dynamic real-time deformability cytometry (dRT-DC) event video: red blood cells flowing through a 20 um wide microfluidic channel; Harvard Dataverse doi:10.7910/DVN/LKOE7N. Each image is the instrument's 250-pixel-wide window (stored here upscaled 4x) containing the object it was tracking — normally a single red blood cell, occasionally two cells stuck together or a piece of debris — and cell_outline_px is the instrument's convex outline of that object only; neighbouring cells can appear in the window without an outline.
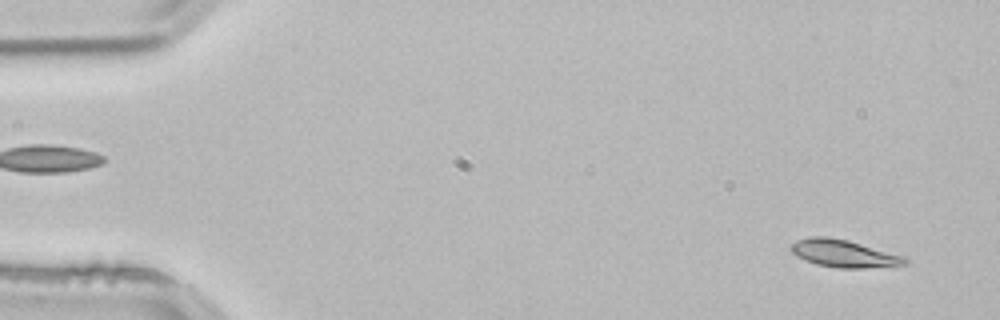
{"species": "common noctule bat (a hibernating species)", "species_latin": "Nyctalus noctula", "temperature_condition": "room temperature", "stored_images_in_passage": 53, "camera_frame_rate_fps": 3000, "um_per_image_px": 0.085, "animal": {"sex": "male", "body_mass_g": 21.5, "forearm_length_mm": 52.0}, "frame": {"image": 1, "passage_image": 3, "time_ms": 0.667, "image_size_px": [1000, 320], "cell_outline_px": [[908, 264], [864, 268], [836, 268], [816, 264], [804, 260], [796, 256], [792, 252], [792, 244], [796, 240], [808, 236], [824, 236], [848, 240], [908, 256]], "centroid_in_image_um": [71.77, 21.54], "position_along_channel_um": 13.2, "area_um2": 18.5}}
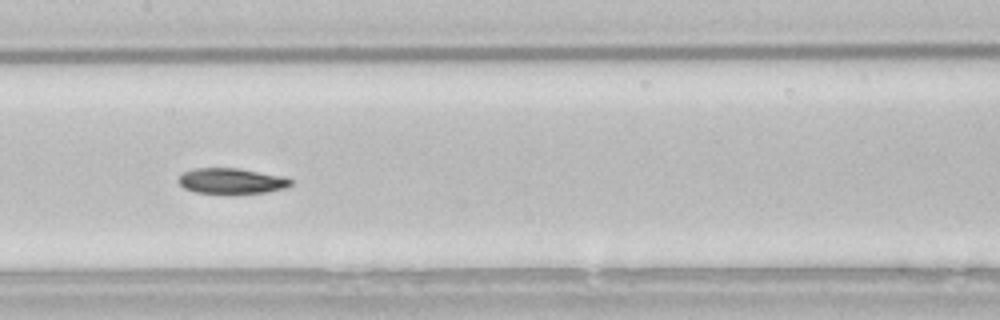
{"frame": {"image": 2, "passage_image": 26, "time_ms": 8.333, "image_size_px": [1000, 320], "cell_outline_px": [[296, 180], [292, 184], [284, 188], [268, 192], [196, 192], [184, 188], [176, 180], [184, 172], [192, 168], [236, 168], [284, 176]], "centroid_in_image_um": [19.7, 15.36], "position_along_channel_um": 187.7, "area_um2": 16.47}}
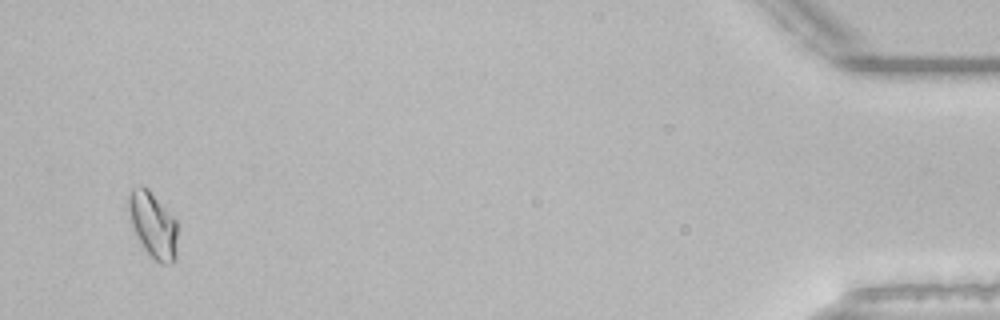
{"frame": {"image": 3, "passage_image": 51, "time_ms": 16.667, "image_size_px": [1000, 320], "cell_outline_px": [[176, 260], [172, 264], [160, 264], [144, 248], [132, 228], [128, 208], [128, 196], [132, 188], [140, 184], [144, 184], [148, 188], [176, 220]], "centroid_in_image_um": [12.99, 19.09], "position_along_channel_um": 422.2, "area_um2": 18.73}, "authors_computed_cell_mechanics": {"area_um2": 17.5712, "velocity_mm_per_s": 3.8155, "shape_relaxation_time_tau1_ms": 3.9119, "shape_relaxation_time_tau2_ms": null, "deformation_change_tau1": 0.103, "deformation_change_tau2": null}}